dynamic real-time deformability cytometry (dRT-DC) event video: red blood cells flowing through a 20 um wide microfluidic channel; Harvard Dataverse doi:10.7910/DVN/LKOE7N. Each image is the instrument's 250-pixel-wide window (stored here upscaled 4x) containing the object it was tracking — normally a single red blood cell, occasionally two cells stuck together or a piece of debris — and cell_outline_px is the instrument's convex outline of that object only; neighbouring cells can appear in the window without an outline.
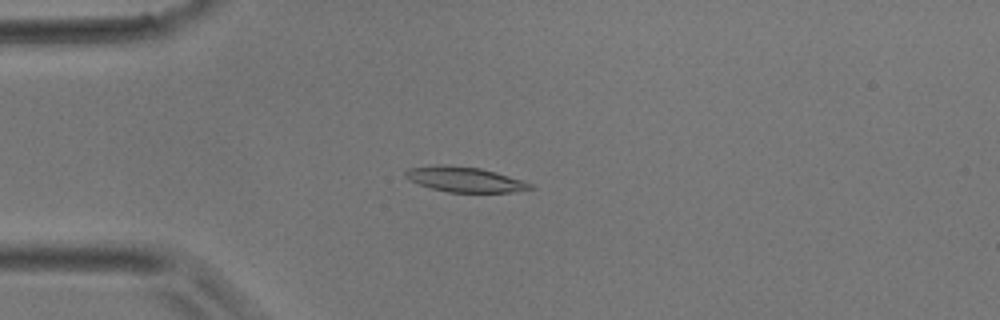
{"species": "common noctule bat (a hibernating species)", "species_latin": "Nyctalus noctula", "temperature_condition": "room temperature", "stored_images_in_passage": 4, "camera_frame_rate_fps": 3000, "um_per_image_px": 0.085, "animal": {"sex": "male", "body_mass_g": 17.9}, "frame": {"image": 1, "passage_image": 4, "time_ms": 1.0, "image_size_px": [1000, 320], "cell_outline_px": [[536, 188], [512, 192], [448, 192], [432, 188], [408, 180], [404, 176], [404, 172], [408, 168], [440, 164], [444, 164], [480, 168], [496, 172], [532, 184]], "centroid_in_image_um": [39.47, 15.24], "position_along_channel_um": 45.5, "area_um2": 18.21}}